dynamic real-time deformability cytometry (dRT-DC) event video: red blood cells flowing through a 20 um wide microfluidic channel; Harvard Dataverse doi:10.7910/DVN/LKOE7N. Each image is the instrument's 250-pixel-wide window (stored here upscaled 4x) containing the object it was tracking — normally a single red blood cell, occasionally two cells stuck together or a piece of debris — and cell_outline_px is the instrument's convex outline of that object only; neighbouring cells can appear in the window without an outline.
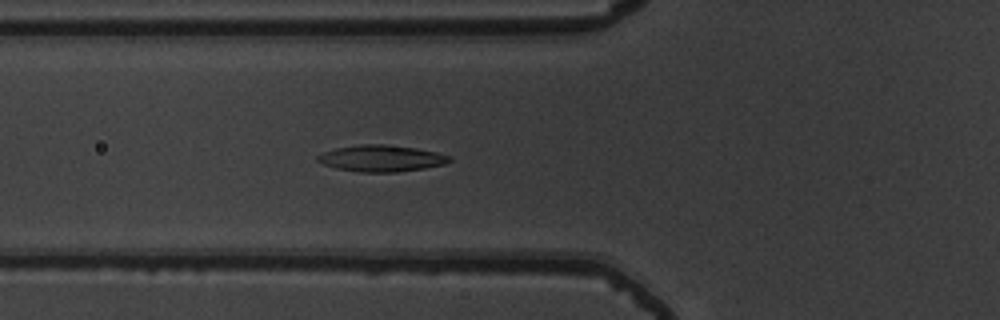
{"species": "common noctule bat (a hibernating species)", "species_latin": "Nyctalus noctula", "temperature_condition": "warm", "stored_images_in_passage": 52, "camera_frame_rate_fps": 3000, "um_per_image_px": 0.085, "animal": {"sex": "male", "body_mass_g": 19.5, "forearm_length_mm": 54.6}, "frame": {"image": 1, "passage_image": 18, "time_ms": 5.667, "image_size_px": [1000, 320], "cell_outline_px": [[452, 160], [444, 164], [424, 168], [396, 172], [360, 172], [336, 168], [324, 164], [316, 160], [316, 156], [324, 152], [336, 148], [360, 144], [388, 144], [416, 148], [436, 152], [452, 156]], "centroid_in_image_um": [32.42, 13.45], "position_along_channel_um": 93.4, "area_um2": 20.35}}
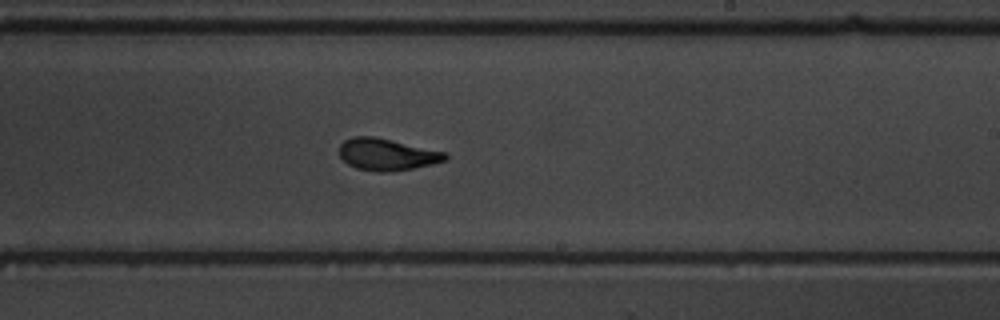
{"frame": {"image": 2, "passage_image": 31, "time_ms": 10.0, "image_size_px": [1000, 320], "cell_outline_px": [[448, 160], [432, 164], [412, 168], [388, 172], [376, 172], [356, 168], [348, 164], [340, 156], [340, 144], [344, 140], [352, 136], [372, 136], [444, 152], [448, 156]], "centroid_in_image_um": [32.86, 13.13], "position_along_channel_um": 256.1, "area_um2": 19.42}}
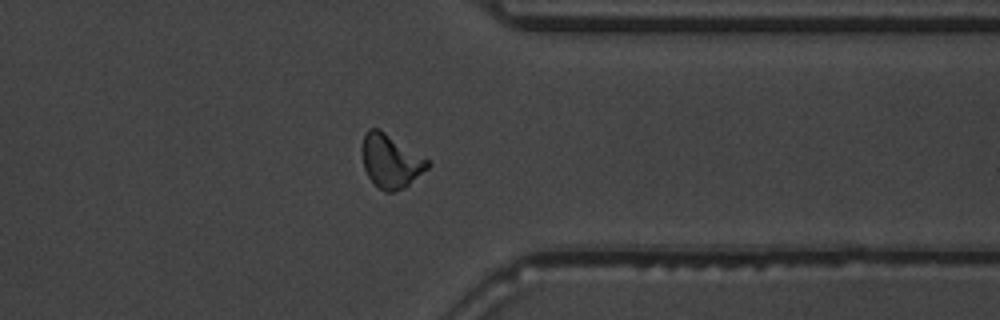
{"frame": {"image": 3, "passage_image": 41, "time_ms": 13.333, "image_size_px": [1000, 320], "cell_outline_px": [[432, 164], [428, 168], [404, 188], [392, 192], [384, 192], [368, 176], [364, 168], [360, 148], [364, 132], [368, 128], [380, 128], [428, 160]], "centroid_in_image_um": [33.17, 13.66], "position_along_channel_um": 378.2, "area_um2": 20.52}, "authors_computed_cell_mechanics": {"area_um2": 19.5942, "velocity_mm_per_s": 3.7598, "shape_relaxation_time_tau1_ms": 3.386, "shape_relaxation_time_tau2_ms": 2.0111, "deformation_change_tau1": 0.1693, "deformation_change_tau2": 0.0863}}